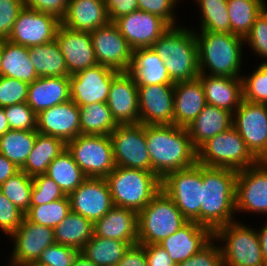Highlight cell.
<instances>
[{"label":"cell","mask_w":267,"mask_h":266,"mask_svg":"<svg viewBox=\"0 0 267 266\" xmlns=\"http://www.w3.org/2000/svg\"><path fill=\"white\" fill-rule=\"evenodd\" d=\"M147 150L154 172L161 180L170 172L197 163V150L187 128L177 125H145Z\"/></svg>","instance_id":"obj_1"},{"label":"cell","mask_w":267,"mask_h":266,"mask_svg":"<svg viewBox=\"0 0 267 266\" xmlns=\"http://www.w3.org/2000/svg\"><path fill=\"white\" fill-rule=\"evenodd\" d=\"M237 170L202 165V202L200 225L213 233L220 227L237 220ZM235 215V216H234Z\"/></svg>","instance_id":"obj_2"},{"label":"cell","mask_w":267,"mask_h":266,"mask_svg":"<svg viewBox=\"0 0 267 266\" xmlns=\"http://www.w3.org/2000/svg\"><path fill=\"white\" fill-rule=\"evenodd\" d=\"M194 33L200 74L242 78L244 38L232 33Z\"/></svg>","instance_id":"obj_3"},{"label":"cell","mask_w":267,"mask_h":266,"mask_svg":"<svg viewBox=\"0 0 267 266\" xmlns=\"http://www.w3.org/2000/svg\"><path fill=\"white\" fill-rule=\"evenodd\" d=\"M194 29L171 26L151 46L164 61L173 83L193 80L200 74Z\"/></svg>","instance_id":"obj_4"},{"label":"cell","mask_w":267,"mask_h":266,"mask_svg":"<svg viewBox=\"0 0 267 266\" xmlns=\"http://www.w3.org/2000/svg\"><path fill=\"white\" fill-rule=\"evenodd\" d=\"M114 206L140 212L161 190V179L151 171L116 166L105 178Z\"/></svg>","instance_id":"obj_5"},{"label":"cell","mask_w":267,"mask_h":266,"mask_svg":"<svg viewBox=\"0 0 267 266\" xmlns=\"http://www.w3.org/2000/svg\"><path fill=\"white\" fill-rule=\"evenodd\" d=\"M187 221L173 200L160 190L148 205L138 212V244H158Z\"/></svg>","instance_id":"obj_6"},{"label":"cell","mask_w":267,"mask_h":266,"mask_svg":"<svg viewBox=\"0 0 267 266\" xmlns=\"http://www.w3.org/2000/svg\"><path fill=\"white\" fill-rule=\"evenodd\" d=\"M214 239L221 244L223 266H266L257 229L248 223H228L214 232Z\"/></svg>","instance_id":"obj_7"},{"label":"cell","mask_w":267,"mask_h":266,"mask_svg":"<svg viewBox=\"0 0 267 266\" xmlns=\"http://www.w3.org/2000/svg\"><path fill=\"white\" fill-rule=\"evenodd\" d=\"M257 162L233 126L207 140L197 149V163L207 167L239 171Z\"/></svg>","instance_id":"obj_8"},{"label":"cell","mask_w":267,"mask_h":266,"mask_svg":"<svg viewBox=\"0 0 267 266\" xmlns=\"http://www.w3.org/2000/svg\"><path fill=\"white\" fill-rule=\"evenodd\" d=\"M66 149L87 178H106L116 167L109 135L79 134Z\"/></svg>","instance_id":"obj_9"},{"label":"cell","mask_w":267,"mask_h":266,"mask_svg":"<svg viewBox=\"0 0 267 266\" xmlns=\"http://www.w3.org/2000/svg\"><path fill=\"white\" fill-rule=\"evenodd\" d=\"M202 188V165L198 163L170 172L161 180V190L173 200L188 221L199 225Z\"/></svg>","instance_id":"obj_10"},{"label":"cell","mask_w":267,"mask_h":266,"mask_svg":"<svg viewBox=\"0 0 267 266\" xmlns=\"http://www.w3.org/2000/svg\"><path fill=\"white\" fill-rule=\"evenodd\" d=\"M113 146L116 166L152 172L146 145L145 125H118L109 135Z\"/></svg>","instance_id":"obj_11"},{"label":"cell","mask_w":267,"mask_h":266,"mask_svg":"<svg viewBox=\"0 0 267 266\" xmlns=\"http://www.w3.org/2000/svg\"><path fill=\"white\" fill-rule=\"evenodd\" d=\"M233 127L251 154L258 161H263L267 157V104L243 99L233 113Z\"/></svg>","instance_id":"obj_12"},{"label":"cell","mask_w":267,"mask_h":266,"mask_svg":"<svg viewBox=\"0 0 267 266\" xmlns=\"http://www.w3.org/2000/svg\"><path fill=\"white\" fill-rule=\"evenodd\" d=\"M241 212L267 218V165L263 161L237 172L236 215Z\"/></svg>","instance_id":"obj_13"},{"label":"cell","mask_w":267,"mask_h":266,"mask_svg":"<svg viewBox=\"0 0 267 266\" xmlns=\"http://www.w3.org/2000/svg\"><path fill=\"white\" fill-rule=\"evenodd\" d=\"M9 240H12L14 246L12 245L8 266H26L37 261L46 247L56 243L54 228L32 223L26 217Z\"/></svg>","instance_id":"obj_14"},{"label":"cell","mask_w":267,"mask_h":266,"mask_svg":"<svg viewBox=\"0 0 267 266\" xmlns=\"http://www.w3.org/2000/svg\"><path fill=\"white\" fill-rule=\"evenodd\" d=\"M61 25L56 16L23 7L7 40L25 46H37L52 42Z\"/></svg>","instance_id":"obj_15"},{"label":"cell","mask_w":267,"mask_h":266,"mask_svg":"<svg viewBox=\"0 0 267 266\" xmlns=\"http://www.w3.org/2000/svg\"><path fill=\"white\" fill-rule=\"evenodd\" d=\"M112 68L96 64L70 75V98L79 107L95 102L106 103L112 80L119 74Z\"/></svg>","instance_id":"obj_16"},{"label":"cell","mask_w":267,"mask_h":266,"mask_svg":"<svg viewBox=\"0 0 267 266\" xmlns=\"http://www.w3.org/2000/svg\"><path fill=\"white\" fill-rule=\"evenodd\" d=\"M90 34L97 63L119 72H127L133 49L115 23L109 21Z\"/></svg>","instance_id":"obj_17"},{"label":"cell","mask_w":267,"mask_h":266,"mask_svg":"<svg viewBox=\"0 0 267 266\" xmlns=\"http://www.w3.org/2000/svg\"><path fill=\"white\" fill-rule=\"evenodd\" d=\"M114 23L133 50L151 47L171 27L161 17L142 10L121 16Z\"/></svg>","instance_id":"obj_18"},{"label":"cell","mask_w":267,"mask_h":266,"mask_svg":"<svg viewBox=\"0 0 267 266\" xmlns=\"http://www.w3.org/2000/svg\"><path fill=\"white\" fill-rule=\"evenodd\" d=\"M140 123L143 125L174 124V85L138 86Z\"/></svg>","instance_id":"obj_19"},{"label":"cell","mask_w":267,"mask_h":266,"mask_svg":"<svg viewBox=\"0 0 267 266\" xmlns=\"http://www.w3.org/2000/svg\"><path fill=\"white\" fill-rule=\"evenodd\" d=\"M69 199L71 211L93 224L114 206L105 178H87L69 195Z\"/></svg>","instance_id":"obj_20"},{"label":"cell","mask_w":267,"mask_h":266,"mask_svg":"<svg viewBox=\"0 0 267 266\" xmlns=\"http://www.w3.org/2000/svg\"><path fill=\"white\" fill-rule=\"evenodd\" d=\"M106 103L118 125L140 123L138 86L128 72L112 80Z\"/></svg>","instance_id":"obj_21"},{"label":"cell","mask_w":267,"mask_h":266,"mask_svg":"<svg viewBox=\"0 0 267 266\" xmlns=\"http://www.w3.org/2000/svg\"><path fill=\"white\" fill-rule=\"evenodd\" d=\"M38 133L54 136L65 143L80 134L79 106L71 99L37 115Z\"/></svg>","instance_id":"obj_22"},{"label":"cell","mask_w":267,"mask_h":266,"mask_svg":"<svg viewBox=\"0 0 267 266\" xmlns=\"http://www.w3.org/2000/svg\"><path fill=\"white\" fill-rule=\"evenodd\" d=\"M55 40L64 56L69 75L98 64L90 32L73 31L60 25Z\"/></svg>","instance_id":"obj_23"},{"label":"cell","mask_w":267,"mask_h":266,"mask_svg":"<svg viewBox=\"0 0 267 266\" xmlns=\"http://www.w3.org/2000/svg\"><path fill=\"white\" fill-rule=\"evenodd\" d=\"M214 238V233L195 221H187L179 230L158 244L162 246L172 261L178 265L199 252Z\"/></svg>","instance_id":"obj_24"},{"label":"cell","mask_w":267,"mask_h":266,"mask_svg":"<svg viewBox=\"0 0 267 266\" xmlns=\"http://www.w3.org/2000/svg\"><path fill=\"white\" fill-rule=\"evenodd\" d=\"M138 213L134 210L113 206L102 218L94 223V236L112 238L138 244Z\"/></svg>","instance_id":"obj_25"},{"label":"cell","mask_w":267,"mask_h":266,"mask_svg":"<svg viewBox=\"0 0 267 266\" xmlns=\"http://www.w3.org/2000/svg\"><path fill=\"white\" fill-rule=\"evenodd\" d=\"M206 103L234 113L243 100L242 78L199 74Z\"/></svg>","instance_id":"obj_26"},{"label":"cell","mask_w":267,"mask_h":266,"mask_svg":"<svg viewBox=\"0 0 267 266\" xmlns=\"http://www.w3.org/2000/svg\"><path fill=\"white\" fill-rule=\"evenodd\" d=\"M207 105L199 78L174 83V125L188 127Z\"/></svg>","instance_id":"obj_27"},{"label":"cell","mask_w":267,"mask_h":266,"mask_svg":"<svg viewBox=\"0 0 267 266\" xmlns=\"http://www.w3.org/2000/svg\"><path fill=\"white\" fill-rule=\"evenodd\" d=\"M70 99V76L42 77L29 84L26 103L38 115Z\"/></svg>","instance_id":"obj_28"},{"label":"cell","mask_w":267,"mask_h":266,"mask_svg":"<svg viewBox=\"0 0 267 266\" xmlns=\"http://www.w3.org/2000/svg\"><path fill=\"white\" fill-rule=\"evenodd\" d=\"M108 22L105 0H69L61 25L73 31L92 32Z\"/></svg>","instance_id":"obj_29"},{"label":"cell","mask_w":267,"mask_h":266,"mask_svg":"<svg viewBox=\"0 0 267 266\" xmlns=\"http://www.w3.org/2000/svg\"><path fill=\"white\" fill-rule=\"evenodd\" d=\"M127 72L133 77L137 86L174 85L164 65V61L152 47L133 50Z\"/></svg>","instance_id":"obj_30"},{"label":"cell","mask_w":267,"mask_h":266,"mask_svg":"<svg viewBox=\"0 0 267 266\" xmlns=\"http://www.w3.org/2000/svg\"><path fill=\"white\" fill-rule=\"evenodd\" d=\"M233 126V113L206 105L196 119L186 127L192 145L197 150L204 142Z\"/></svg>","instance_id":"obj_31"},{"label":"cell","mask_w":267,"mask_h":266,"mask_svg":"<svg viewBox=\"0 0 267 266\" xmlns=\"http://www.w3.org/2000/svg\"><path fill=\"white\" fill-rule=\"evenodd\" d=\"M2 76L32 83L38 78L29 57V47L4 39L1 59Z\"/></svg>","instance_id":"obj_32"},{"label":"cell","mask_w":267,"mask_h":266,"mask_svg":"<svg viewBox=\"0 0 267 266\" xmlns=\"http://www.w3.org/2000/svg\"><path fill=\"white\" fill-rule=\"evenodd\" d=\"M64 150L66 143L63 140L38 133L34 147L20 170L31 177L46 174L49 164Z\"/></svg>","instance_id":"obj_33"},{"label":"cell","mask_w":267,"mask_h":266,"mask_svg":"<svg viewBox=\"0 0 267 266\" xmlns=\"http://www.w3.org/2000/svg\"><path fill=\"white\" fill-rule=\"evenodd\" d=\"M93 226L90 220L70 211L54 228L55 242L81 251L94 235Z\"/></svg>","instance_id":"obj_34"},{"label":"cell","mask_w":267,"mask_h":266,"mask_svg":"<svg viewBox=\"0 0 267 266\" xmlns=\"http://www.w3.org/2000/svg\"><path fill=\"white\" fill-rule=\"evenodd\" d=\"M29 57L38 78L70 76L56 40L29 47Z\"/></svg>","instance_id":"obj_35"},{"label":"cell","mask_w":267,"mask_h":266,"mask_svg":"<svg viewBox=\"0 0 267 266\" xmlns=\"http://www.w3.org/2000/svg\"><path fill=\"white\" fill-rule=\"evenodd\" d=\"M46 175L49 176L67 196L87 179L67 149L49 164Z\"/></svg>","instance_id":"obj_36"},{"label":"cell","mask_w":267,"mask_h":266,"mask_svg":"<svg viewBox=\"0 0 267 266\" xmlns=\"http://www.w3.org/2000/svg\"><path fill=\"white\" fill-rule=\"evenodd\" d=\"M129 248L125 241L93 235L80 253L97 266H116Z\"/></svg>","instance_id":"obj_37"},{"label":"cell","mask_w":267,"mask_h":266,"mask_svg":"<svg viewBox=\"0 0 267 266\" xmlns=\"http://www.w3.org/2000/svg\"><path fill=\"white\" fill-rule=\"evenodd\" d=\"M38 131L9 130L0 137V154L21 169L31 153Z\"/></svg>","instance_id":"obj_38"},{"label":"cell","mask_w":267,"mask_h":266,"mask_svg":"<svg viewBox=\"0 0 267 266\" xmlns=\"http://www.w3.org/2000/svg\"><path fill=\"white\" fill-rule=\"evenodd\" d=\"M79 116L80 134L110 135L118 126L107 103L80 106Z\"/></svg>","instance_id":"obj_39"},{"label":"cell","mask_w":267,"mask_h":266,"mask_svg":"<svg viewBox=\"0 0 267 266\" xmlns=\"http://www.w3.org/2000/svg\"><path fill=\"white\" fill-rule=\"evenodd\" d=\"M266 7L265 0H227L231 33L245 38L257 16Z\"/></svg>","instance_id":"obj_40"},{"label":"cell","mask_w":267,"mask_h":266,"mask_svg":"<svg viewBox=\"0 0 267 266\" xmlns=\"http://www.w3.org/2000/svg\"><path fill=\"white\" fill-rule=\"evenodd\" d=\"M200 12V31L231 33L227 0H195Z\"/></svg>","instance_id":"obj_41"},{"label":"cell","mask_w":267,"mask_h":266,"mask_svg":"<svg viewBox=\"0 0 267 266\" xmlns=\"http://www.w3.org/2000/svg\"><path fill=\"white\" fill-rule=\"evenodd\" d=\"M32 188L33 177L22 170L0 185V191L24 214L30 209Z\"/></svg>","instance_id":"obj_42"},{"label":"cell","mask_w":267,"mask_h":266,"mask_svg":"<svg viewBox=\"0 0 267 266\" xmlns=\"http://www.w3.org/2000/svg\"><path fill=\"white\" fill-rule=\"evenodd\" d=\"M71 211L69 196L42 205H30L25 217L32 223L55 228Z\"/></svg>","instance_id":"obj_43"},{"label":"cell","mask_w":267,"mask_h":266,"mask_svg":"<svg viewBox=\"0 0 267 266\" xmlns=\"http://www.w3.org/2000/svg\"><path fill=\"white\" fill-rule=\"evenodd\" d=\"M254 67L252 73L242 74L243 99L252 103L267 104V62Z\"/></svg>","instance_id":"obj_44"},{"label":"cell","mask_w":267,"mask_h":266,"mask_svg":"<svg viewBox=\"0 0 267 266\" xmlns=\"http://www.w3.org/2000/svg\"><path fill=\"white\" fill-rule=\"evenodd\" d=\"M245 46H250L253 54L267 62V7L257 16L249 33L244 38ZM247 44V45H246Z\"/></svg>","instance_id":"obj_45"},{"label":"cell","mask_w":267,"mask_h":266,"mask_svg":"<svg viewBox=\"0 0 267 266\" xmlns=\"http://www.w3.org/2000/svg\"><path fill=\"white\" fill-rule=\"evenodd\" d=\"M61 188L46 174L33 177L31 205H42L64 198Z\"/></svg>","instance_id":"obj_46"},{"label":"cell","mask_w":267,"mask_h":266,"mask_svg":"<svg viewBox=\"0 0 267 266\" xmlns=\"http://www.w3.org/2000/svg\"><path fill=\"white\" fill-rule=\"evenodd\" d=\"M10 130H37V114L24 103L4 107Z\"/></svg>","instance_id":"obj_47"},{"label":"cell","mask_w":267,"mask_h":266,"mask_svg":"<svg viewBox=\"0 0 267 266\" xmlns=\"http://www.w3.org/2000/svg\"><path fill=\"white\" fill-rule=\"evenodd\" d=\"M29 84L15 78L0 77V107H6L27 100Z\"/></svg>","instance_id":"obj_48"},{"label":"cell","mask_w":267,"mask_h":266,"mask_svg":"<svg viewBox=\"0 0 267 266\" xmlns=\"http://www.w3.org/2000/svg\"><path fill=\"white\" fill-rule=\"evenodd\" d=\"M80 251L62 244L46 247L36 262L46 266H72Z\"/></svg>","instance_id":"obj_49"},{"label":"cell","mask_w":267,"mask_h":266,"mask_svg":"<svg viewBox=\"0 0 267 266\" xmlns=\"http://www.w3.org/2000/svg\"><path fill=\"white\" fill-rule=\"evenodd\" d=\"M25 214L22 213L1 191H0V230L6 236H11L22 224Z\"/></svg>","instance_id":"obj_50"},{"label":"cell","mask_w":267,"mask_h":266,"mask_svg":"<svg viewBox=\"0 0 267 266\" xmlns=\"http://www.w3.org/2000/svg\"><path fill=\"white\" fill-rule=\"evenodd\" d=\"M181 0H138V10L146 11L164 19L170 26L179 25L175 10ZM177 5V6H176ZM177 24V25H176Z\"/></svg>","instance_id":"obj_51"},{"label":"cell","mask_w":267,"mask_h":266,"mask_svg":"<svg viewBox=\"0 0 267 266\" xmlns=\"http://www.w3.org/2000/svg\"><path fill=\"white\" fill-rule=\"evenodd\" d=\"M177 266H223L221 247L213 238L199 252Z\"/></svg>","instance_id":"obj_52"},{"label":"cell","mask_w":267,"mask_h":266,"mask_svg":"<svg viewBox=\"0 0 267 266\" xmlns=\"http://www.w3.org/2000/svg\"><path fill=\"white\" fill-rule=\"evenodd\" d=\"M23 7V0H0V39H8Z\"/></svg>","instance_id":"obj_53"},{"label":"cell","mask_w":267,"mask_h":266,"mask_svg":"<svg viewBox=\"0 0 267 266\" xmlns=\"http://www.w3.org/2000/svg\"><path fill=\"white\" fill-rule=\"evenodd\" d=\"M69 0H23L26 8L56 16L59 20L65 17Z\"/></svg>","instance_id":"obj_54"},{"label":"cell","mask_w":267,"mask_h":266,"mask_svg":"<svg viewBox=\"0 0 267 266\" xmlns=\"http://www.w3.org/2000/svg\"><path fill=\"white\" fill-rule=\"evenodd\" d=\"M109 21L138 10V0H105Z\"/></svg>","instance_id":"obj_55"},{"label":"cell","mask_w":267,"mask_h":266,"mask_svg":"<svg viewBox=\"0 0 267 266\" xmlns=\"http://www.w3.org/2000/svg\"><path fill=\"white\" fill-rule=\"evenodd\" d=\"M149 266H175L167 251L159 244L141 245Z\"/></svg>","instance_id":"obj_56"},{"label":"cell","mask_w":267,"mask_h":266,"mask_svg":"<svg viewBox=\"0 0 267 266\" xmlns=\"http://www.w3.org/2000/svg\"><path fill=\"white\" fill-rule=\"evenodd\" d=\"M116 266H149L144 248L139 244L130 246Z\"/></svg>","instance_id":"obj_57"},{"label":"cell","mask_w":267,"mask_h":266,"mask_svg":"<svg viewBox=\"0 0 267 266\" xmlns=\"http://www.w3.org/2000/svg\"><path fill=\"white\" fill-rule=\"evenodd\" d=\"M19 170L20 169L17 168L10 160L0 154V185H2Z\"/></svg>","instance_id":"obj_58"},{"label":"cell","mask_w":267,"mask_h":266,"mask_svg":"<svg viewBox=\"0 0 267 266\" xmlns=\"http://www.w3.org/2000/svg\"><path fill=\"white\" fill-rule=\"evenodd\" d=\"M257 234L262 250V257L267 266V222L266 224L264 223V225L261 226V229H257Z\"/></svg>","instance_id":"obj_59"},{"label":"cell","mask_w":267,"mask_h":266,"mask_svg":"<svg viewBox=\"0 0 267 266\" xmlns=\"http://www.w3.org/2000/svg\"><path fill=\"white\" fill-rule=\"evenodd\" d=\"M72 266H97L94 262L87 259L83 254L80 252L75 257Z\"/></svg>","instance_id":"obj_60"},{"label":"cell","mask_w":267,"mask_h":266,"mask_svg":"<svg viewBox=\"0 0 267 266\" xmlns=\"http://www.w3.org/2000/svg\"><path fill=\"white\" fill-rule=\"evenodd\" d=\"M8 120L4 113V107H0V137L9 131Z\"/></svg>","instance_id":"obj_61"},{"label":"cell","mask_w":267,"mask_h":266,"mask_svg":"<svg viewBox=\"0 0 267 266\" xmlns=\"http://www.w3.org/2000/svg\"><path fill=\"white\" fill-rule=\"evenodd\" d=\"M3 47H4V39H0V77L2 76L1 59L3 54Z\"/></svg>","instance_id":"obj_62"},{"label":"cell","mask_w":267,"mask_h":266,"mask_svg":"<svg viewBox=\"0 0 267 266\" xmlns=\"http://www.w3.org/2000/svg\"><path fill=\"white\" fill-rule=\"evenodd\" d=\"M26 266H46V265H42L36 261H33V262L28 263Z\"/></svg>","instance_id":"obj_63"},{"label":"cell","mask_w":267,"mask_h":266,"mask_svg":"<svg viewBox=\"0 0 267 266\" xmlns=\"http://www.w3.org/2000/svg\"><path fill=\"white\" fill-rule=\"evenodd\" d=\"M263 162L267 165V157L263 160Z\"/></svg>","instance_id":"obj_64"}]
</instances>
